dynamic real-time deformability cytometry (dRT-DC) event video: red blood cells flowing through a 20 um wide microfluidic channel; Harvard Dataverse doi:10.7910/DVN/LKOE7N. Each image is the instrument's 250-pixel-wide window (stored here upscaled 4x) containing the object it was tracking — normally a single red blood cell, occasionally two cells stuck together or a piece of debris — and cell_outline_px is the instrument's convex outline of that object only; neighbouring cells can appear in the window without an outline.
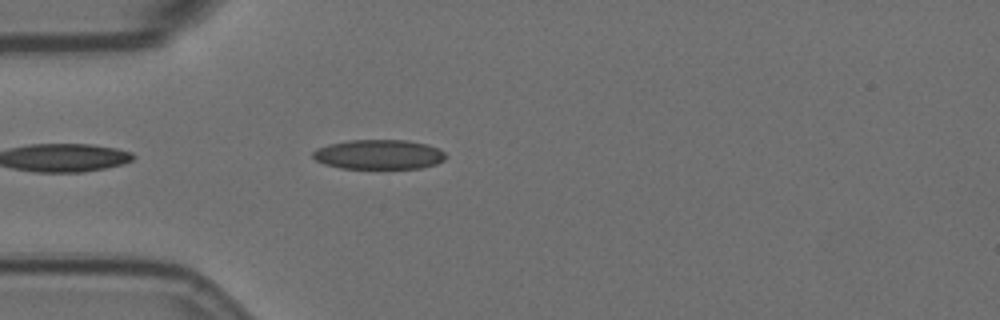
{"species": "Egyptian fruit bat (a non-hibernating species)", "species_latin": "Rousettus aegyptiacus", "temperature_condition": "room temperature", "stored_images_in_passage": 7, "camera_frame_rate_fps": 3000, "um_per_image_px": 0.085, "animal": {"sex": "female"}, "frame": {"image": 1, "passage_image": 3, "time_ms": 0.667, "image_size_px": [1000, 320], "cell_outline_px": [[448, 156], [444, 160], [436, 164], [420, 168], [340, 168], [324, 164], [316, 160], [312, 156], [312, 152], [316, 148], [328, 144], [352, 140], [408, 140], [428, 144], [444, 152]], "centroid_in_image_um": [32.2, 13.13], "position_along_channel_um": 52.8, "area_um2": 23.0}}
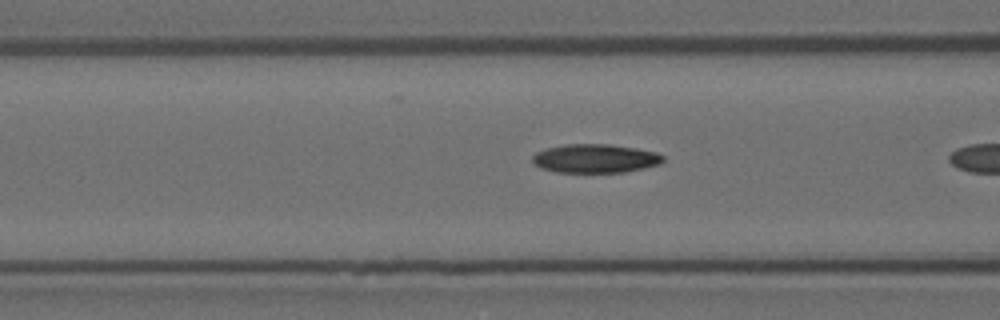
{"frame": {"image": 2, "passage_image": 6, "time_ms": 1.667, "image_size_px": [1000, 320], "cell_outline_px": [[664, 160], [660, 164], [644, 168], [624, 172], [556, 172], [540, 168], [532, 160], [532, 156], [536, 152], [548, 148], [564, 144], [608, 144], [636, 148], [656, 152], [664, 156]], "centroid_in_image_um": [50.6, 13.47], "position_along_channel_um": 116.0, "area_um2": 21.85}}